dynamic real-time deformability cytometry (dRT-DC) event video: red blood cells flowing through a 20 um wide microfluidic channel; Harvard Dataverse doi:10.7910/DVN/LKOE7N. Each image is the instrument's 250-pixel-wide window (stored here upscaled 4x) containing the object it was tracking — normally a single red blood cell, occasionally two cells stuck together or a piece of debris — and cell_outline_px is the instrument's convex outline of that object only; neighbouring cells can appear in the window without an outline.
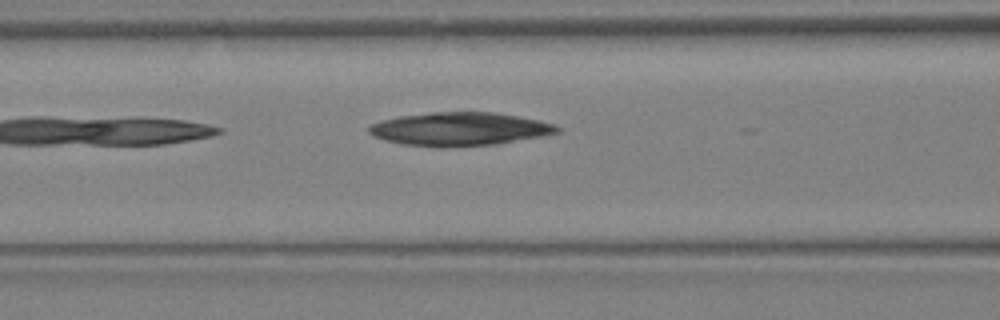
{"species": "Egyptian fruit bat (a non-hibernating species)", "species_latin": "Rousettus aegyptiacus", "temperature_condition": "warm", "stored_images_in_passage": 5, "camera_frame_rate_fps": 3000, "um_per_image_px": 0.085, "animal": {"sex": "female"}, "frame": {"image": 1, "passage_image": 5, "time_ms": 1.333, "image_size_px": [1000, 320], "cell_outline_px": [[560, 132], [540, 136], [496, 144], [444, 148], [440, 148], [404, 144], [384, 140], [372, 136], [368, 132], [368, 128], [372, 124], [380, 120], [400, 116], [432, 112], [492, 112], [540, 120], [552, 124], [560, 128]], "centroid_in_image_um": [39.01, 10.97], "position_along_channel_um": 127.6, "area_um2": 36.59}}